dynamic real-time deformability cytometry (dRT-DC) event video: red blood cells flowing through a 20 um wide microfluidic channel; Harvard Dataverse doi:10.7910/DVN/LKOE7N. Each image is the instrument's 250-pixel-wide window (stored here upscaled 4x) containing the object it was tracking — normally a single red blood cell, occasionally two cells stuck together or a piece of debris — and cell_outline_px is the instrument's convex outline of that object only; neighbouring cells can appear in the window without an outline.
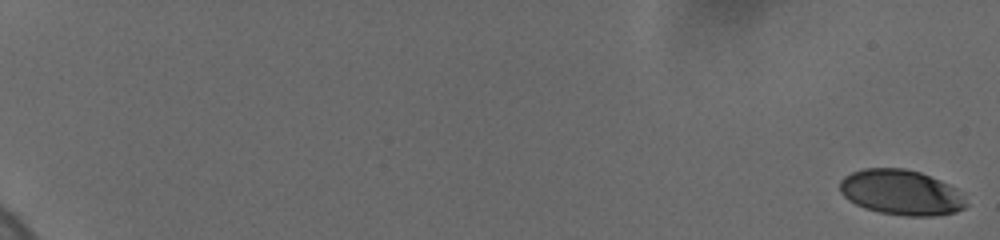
{"species": "human", "species_latin": "Homo sapiens", "temperature_condition": "cold", "stored_images_in_passage": 25, "camera_frame_rate_fps": 3000, "um_per_image_px": 0.085, "donor": {"sex": "female"}, "frame": {"image": 1, "passage_image": 1, "time_ms": 0.0, "image_size_px": [1000, 240], "cell_outline_px": [[968, 204], [964, 208], [956, 212], [932, 216], [904, 216], [880, 212], [864, 208], [848, 200], [840, 192], [840, 180], [844, 176], [852, 172], [864, 168], [904, 168], [920, 172], [940, 180], [956, 188]], "centroid_in_image_um": [76.58, 16.35], "position_along_channel_um": 8.4, "area_um2": 33.35}}
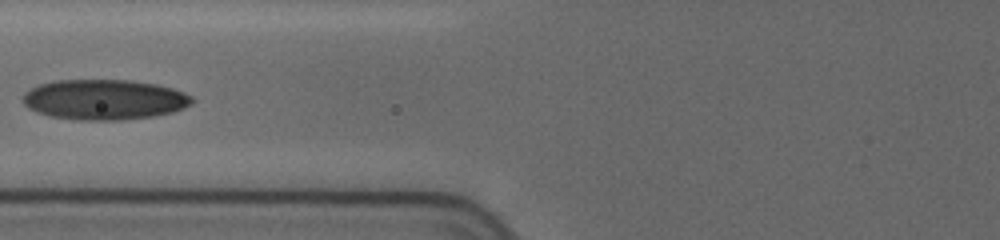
{"frame": {"image": 2, "passage_image": 22, "time_ms": 9.333, "image_size_px": [1000, 240], "cell_outline_px": [[192, 104], [184, 108], [172, 112], [152, 116], [120, 120], [76, 120], [52, 116], [36, 112], [28, 108], [24, 104], [24, 92], [40, 84], [56, 80], [128, 80], [156, 84], [172, 88], [184, 92], [192, 96]], "centroid_in_image_um": [8.87, 8.46], "position_along_channel_um": 116.9, "area_um2": 39.59}}
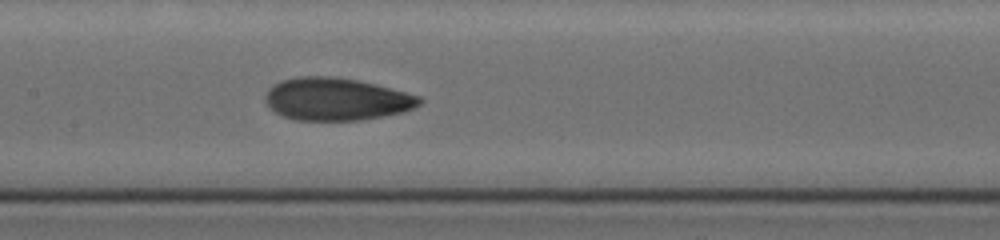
{"frame": {"image": 3, "passage_image": 25, "time_ms": 11.0, "image_size_px": [1000, 240], "cell_outline_px": [[424, 100], [416, 108], [404, 112], [384, 116], [360, 120], [296, 120], [284, 116], [276, 112], [264, 100], [264, 96], [268, 88], [272, 84], [280, 80], [300, 76], [332, 76], [356, 80], [376, 84], [420, 96]], "centroid_in_image_um": [28.6, 8.42], "position_along_channel_um": 178.8, "area_um2": 38.44}}